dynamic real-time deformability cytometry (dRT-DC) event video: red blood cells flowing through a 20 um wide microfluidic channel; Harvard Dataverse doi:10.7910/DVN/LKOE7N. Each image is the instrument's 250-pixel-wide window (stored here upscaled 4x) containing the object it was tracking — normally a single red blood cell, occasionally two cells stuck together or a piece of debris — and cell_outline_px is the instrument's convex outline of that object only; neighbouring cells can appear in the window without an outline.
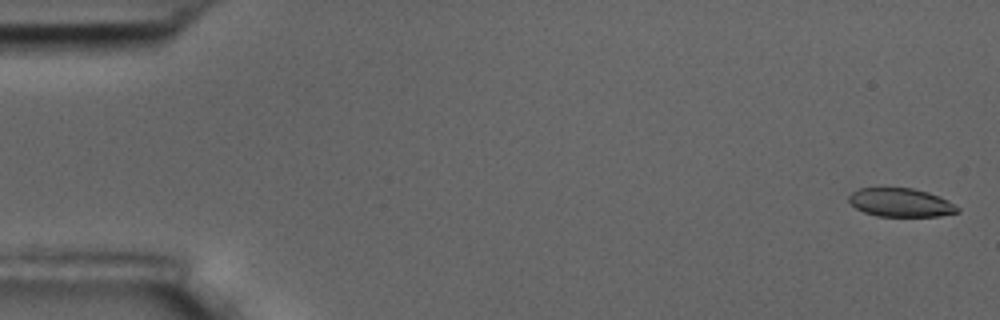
{"species": "common noctule bat (a hibernating species)", "species_latin": "Nyctalus noctula", "temperature_condition": "room temperature", "stored_images_in_passage": 56, "camera_frame_rate_fps": 3000, "um_per_image_px": 0.085, "animal": {"sex": "male", "body_mass_g": 17.5, "forearm_length_mm": 52.3}, "frame": {"image": 1, "passage_image": 2, "time_ms": 0.333, "image_size_px": [1000, 320], "cell_outline_px": [[960, 212], [936, 216], [876, 216], [864, 212], [856, 208], [848, 200], [848, 196], [852, 192], [860, 188], [912, 188], [928, 192], [960, 208]], "centroid_in_image_um": [76.51, 17.22], "position_along_channel_um": 8.5, "area_um2": 17.8}}
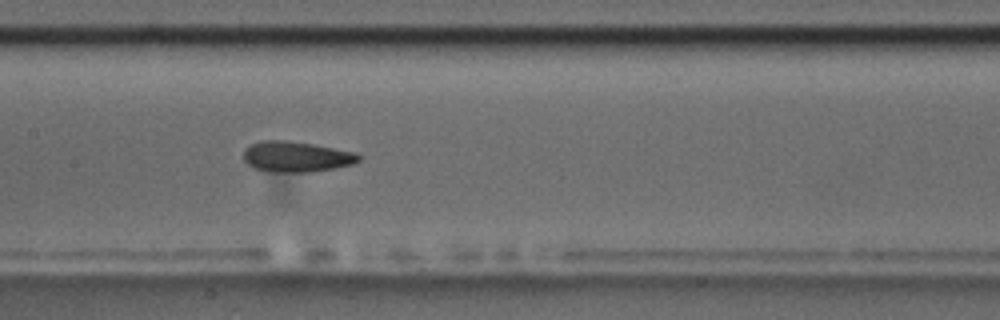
{"frame": {"image": 2, "passage_image": 28, "time_ms": 9.0, "image_size_px": [1000, 320], "cell_outline_px": [[360, 160], [352, 164], [332, 168], [308, 172], [268, 172], [252, 168], [244, 160], [244, 148], [260, 140], [288, 140], [312, 144], [356, 152], [360, 156]], "centroid_in_image_um": [25.14, 13.31], "position_along_channel_um": 182.3, "area_um2": 20.58}}
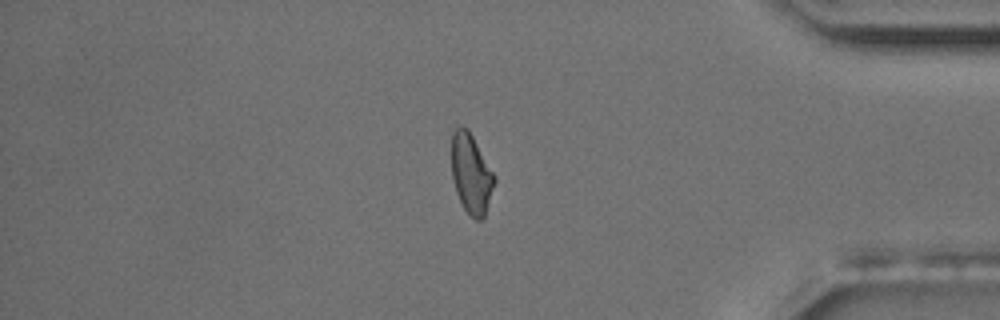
{"frame": {"image": 3, "passage_image": 48, "time_ms": 15.667, "image_size_px": [1000, 320], "cell_outline_px": [[496, 180], [484, 216], [480, 220], [476, 220], [468, 216], [456, 192], [452, 176], [452, 132], [460, 124], [468, 128], [496, 176]], "centroid_in_image_um": [40.05, 14.75], "position_along_channel_um": 395.2, "area_um2": 20.0}, "authors_computed_cell_mechanics": {"area_um2": 20.23, "velocity_mm_per_s": 3.6268, "shape_relaxation_time_tau1_ms": 6.5395, "shape_relaxation_time_tau2_ms": 2.2269, "deformation_change_tau1": 0.1406, "deformation_change_tau2": 0.0969}}